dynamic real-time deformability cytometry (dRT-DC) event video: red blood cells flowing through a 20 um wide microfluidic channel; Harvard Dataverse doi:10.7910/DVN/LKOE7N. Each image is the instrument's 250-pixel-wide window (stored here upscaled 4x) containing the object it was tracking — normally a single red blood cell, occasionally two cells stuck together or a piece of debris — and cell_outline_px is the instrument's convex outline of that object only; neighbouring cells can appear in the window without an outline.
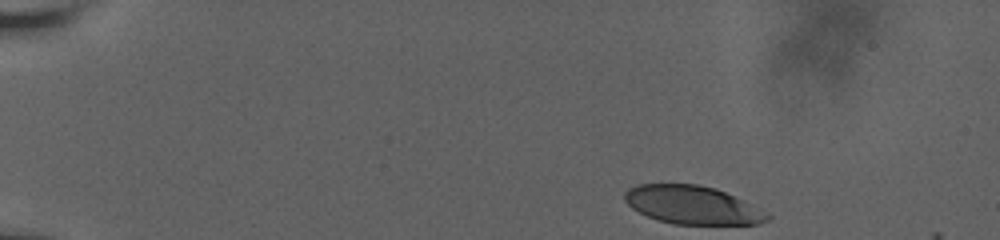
{"species": "human", "species_latin": "Homo sapiens", "temperature_condition": "room temperature", "stored_images_in_passage": 22, "camera_frame_rate_fps": 3000, "um_per_image_px": 0.085, "donor": {"sex": "male"}, "frame": {"image": 1, "passage_image": 1, "time_ms": 0.0, "image_size_px": [1000, 240], "cell_outline_px": [[772, 216], [768, 220], [760, 224], [672, 224], [648, 216], [632, 208], [624, 200], [624, 192], [628, 188], [636, 184], [696, 184], [716, 188]], "centroid_in_image_um": [58.79, 17.42], "position_along_channel_um": 26.2, "area_um2": 31.39}}
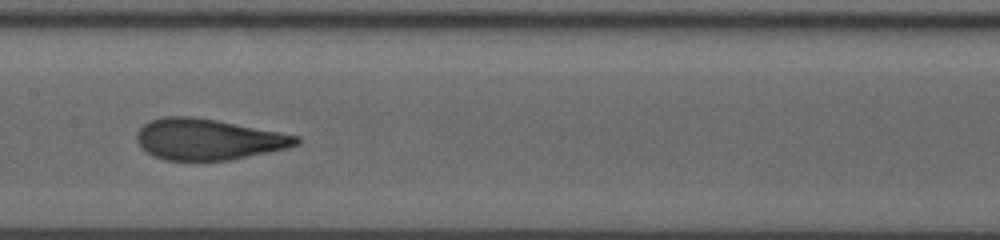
{"frame": {"image": 2, "passage_image": 13, "time_ms": 7.667, "image_size_px": [1000, 240], "cell_outline_px": [[300, 144], [288, 148], [228, 160], [164, 160], [148, 152], [136, 140], [136, 136], [140, 128], [144, 124], [160, 116], [192, 116], [216, 120], [280, 132], [300, 136]], "centroid_in_image_um": [17.72, 11.83], "position_along_channel_um": 189.7, "area_um2": 37.86}}
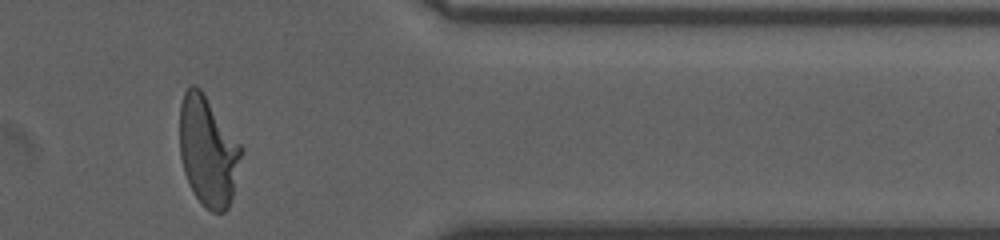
{"frame": {"image": 3, "passage_image": 22, "time_ms": 13.667, "image_size_px": [1000, 240], "cell_outline_px": [[244, 152], [232, 196], [228, 208], [224, 212], [212, 212], [204, 208], [200, 204], [192, 192], [188, 184], [184, 172], [180, 156], [180, 104], [184, 92], [188, 84], [196, 84], [204, 92], [244, 148]], "centroid_in_image_um": [17.69, 12.84], "position_along_channel_um": 393.7, "area_um2": 40.23}, "authors_computed_cell_mechanics": {"area_um2": 37.4833, "velocity_mm_per_s": 3.6441, "shape_relaxation_time_tau1_ms": 4.7418, "shape_relaxation_time_tau2_ms": 0.7952, "deformation_change_tau1": 0.1965, "deformation_change_tau2": 0.0762}}